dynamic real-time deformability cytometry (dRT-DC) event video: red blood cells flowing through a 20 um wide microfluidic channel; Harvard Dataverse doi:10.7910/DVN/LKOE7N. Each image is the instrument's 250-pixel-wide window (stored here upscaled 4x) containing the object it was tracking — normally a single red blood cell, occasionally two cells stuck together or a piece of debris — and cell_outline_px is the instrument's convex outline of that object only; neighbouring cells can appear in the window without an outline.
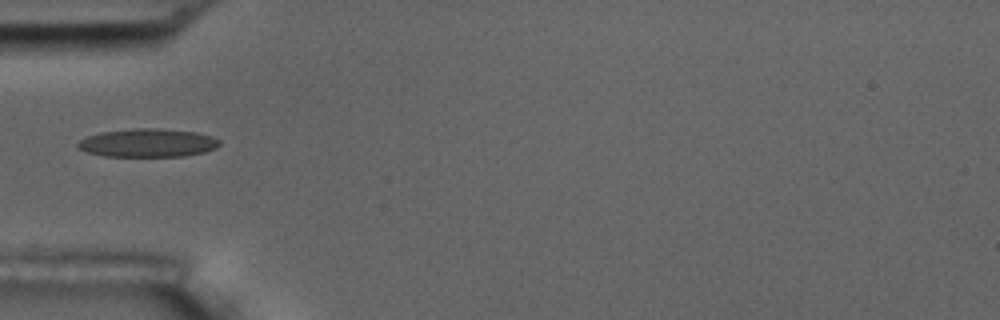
{"species": "common noctule bat (a hibernating species)", "species_latin": "Nyctalus noctula", "temperature_condition": "room temperature", "stored_images_in_passage": 3, "camera_frame_rate_fps": 3000, "um_per_image_px": 0.085, "animal": {"sex": "male", "body_mass_g": 17.5, "forearm_length_mm": 52.3}, "frame": {"image": 1, "passage_image": 1, "time_ms": 0.0, "image_size_px": [1000, 320], "cell_outline_px": [[220, 144], [216, 148], [204, 152], [184, 156], [104, 156], [88, 152], [80, 148], [76, 144], [80, 140], [88, 136], [100, 132], [136, 128], [160, 128], [196, 132], [212, 136], [220, 140]], "centroid_in_image_um": [12.59, 12.14], "position_along_channel_um": 72.4, "area_um2": 23.35}}